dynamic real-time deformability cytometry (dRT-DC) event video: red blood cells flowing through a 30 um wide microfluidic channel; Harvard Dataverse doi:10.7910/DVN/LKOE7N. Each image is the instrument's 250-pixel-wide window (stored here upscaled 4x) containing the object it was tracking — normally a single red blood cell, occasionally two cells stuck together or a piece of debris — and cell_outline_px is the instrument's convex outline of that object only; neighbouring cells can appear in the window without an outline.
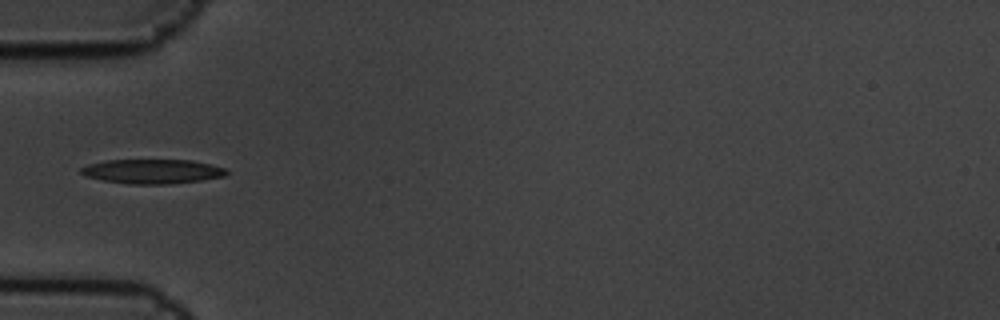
{"species": "common noctule bat (a hibernating species)", "species_latin": "Nyctalus noctula", "temperature_condition": "cold", "stored_images_in_passage": 11, "camera_frame_rate_fps": 3000, "um_per_image_px": 0.085, "animal": {"sex": "male", "body_mass_g": 19.5, "forearm_length_mm": 54.6}, "frame": {"image": 1, "passage_image": 1, "time_ms": 0.0, "image_size_px": [1000, 320], "cell_outline_px": [[228, 172], [224, 176], [200, 180], [168, 184], [128, 184], [104, 180], [84, 176], [80, 172], [80, 168], [88, 164], [108, 160], [192, 160], [212, 164], [224, 168]], "centroid_in_image_um": [12.93, 14.56], "position_along_channel_um": 72.1, "area_um2": 20.63}}
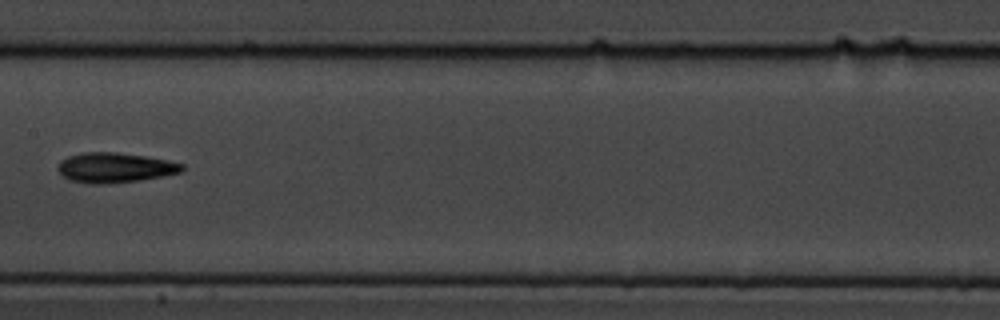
{"frame": {"image": 2, "passage_image": 4, "time_ms": 1.0, "image_size_px": [1000, 320], "cell_outline_px": [[184, 168], [180, 172], [164, 176], [140, 180], [108, 184], [88, 184], [68, 180], [56, 168], [60, 160], [68, 156], [84, 152], [116, 152], [144, 156], [184, 164]], "centroid_in_image_um": [9.72, 14.26], "position_along_channel_um": 197.7, "area_um2": 21.73}}
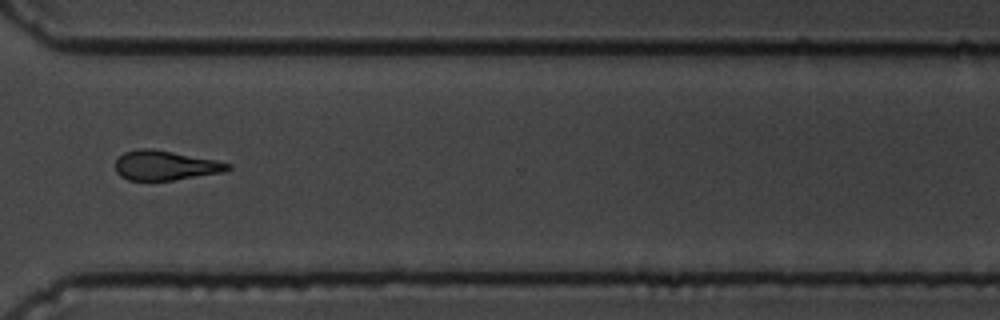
{"frame": {"image": 3, "passage_image": 8, "time_ms": 2.333, "image_size_px": [1000, 320], "cell_outline_px": [[232, 168], [224, 172], [172, 180], [128, 180], [120, 176], [116, 172], [116, 160], [124, 152], [140, 148], [152, 148], [216, 160], [232, 164]], "centroid_in_image_um": [14.05, 14.06], "position_along_channel_um": 356.5, "area_um2": 19.36}}